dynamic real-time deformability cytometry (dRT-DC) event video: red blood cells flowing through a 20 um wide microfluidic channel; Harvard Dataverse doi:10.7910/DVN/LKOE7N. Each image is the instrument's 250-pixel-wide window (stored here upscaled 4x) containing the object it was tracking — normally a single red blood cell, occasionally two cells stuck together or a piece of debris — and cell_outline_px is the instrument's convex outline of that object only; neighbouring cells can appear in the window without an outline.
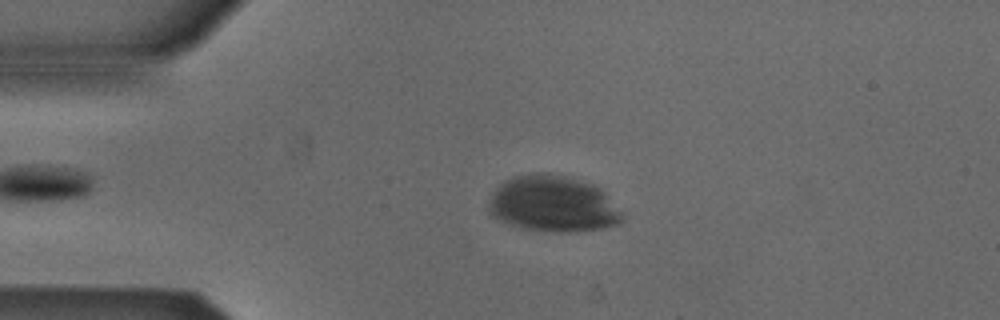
{"species": "Egyptian fruit bat (a non-hibernating species)", "species_latin": "Rousettus aegyptiacus", "temperature_condition": "cold", "stored_images_in_passage": 39, "camera_frame_rate_fps": 3000, "um_per_image_px": 0.085, "animal": {"sex": "male"}, "frame": {"image": 1, "passage_image": 3, "time_ms": 0.667, "image_size_px": [1000, 320], "cell_outline_px": [[620, 224], [600, 228], [576, 232], [560, 232], [520, 228], [500, 220], [492, 216], [488, 212], [488, 200], [492, 192], [504, 180], [512, 176], [536, 172], [548, 172], [564, 176], [592, 184], [620, 212]], "centroid_in_image_um": [46.88, 17.33], "position_along_channel_um": 38.1, "area_um2": 43.23}}
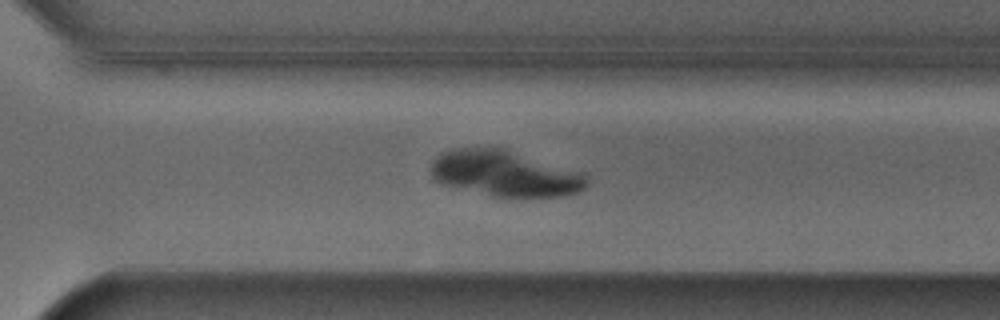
{"frame": {"image": 2, "passage_image": 28, "time_ms": 9.0, "image_size_px": [1000, 320], "cell_outline_px": [[588, 180], [584, 188], [580, 192], [560, 196], [496, 196], [452, 188], [440, 184], [432, 176], [428, 168], [432, 160], [436, 156], [452, 148], [504, 148], [584, 176]], "centroid_in_image_um": [42.74, 14.76], "position_along_channel_um": 327.9, "area_um2": 40.75}}
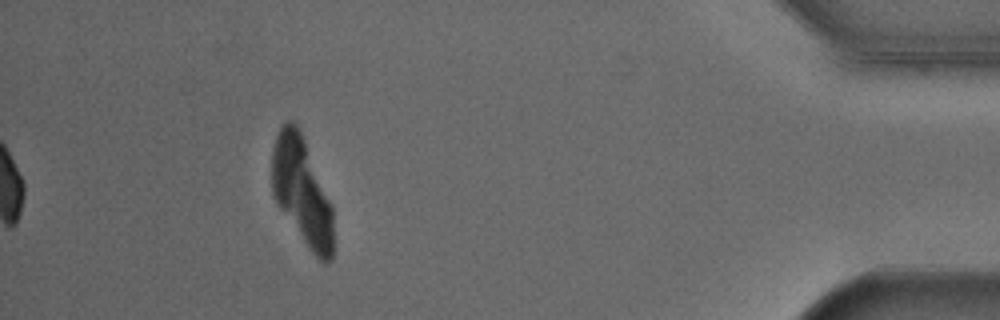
{"frame": {"image": 3, "passage_image": 39, "time_ms": 12.667, "image_size_px": [1000, 320], "cell_outline_px": [[332, 260], [324, 264], [308, 248], [276, 204], [272, 192], [272, 148], [276, 136], [284, 120], [292, 120], [296, 124], [300, 132], [332, 204]], "centroid_in_image_um": [25.64, 16.28], "position_along_channel_um": 409.6, "area_um2": 38.21}}